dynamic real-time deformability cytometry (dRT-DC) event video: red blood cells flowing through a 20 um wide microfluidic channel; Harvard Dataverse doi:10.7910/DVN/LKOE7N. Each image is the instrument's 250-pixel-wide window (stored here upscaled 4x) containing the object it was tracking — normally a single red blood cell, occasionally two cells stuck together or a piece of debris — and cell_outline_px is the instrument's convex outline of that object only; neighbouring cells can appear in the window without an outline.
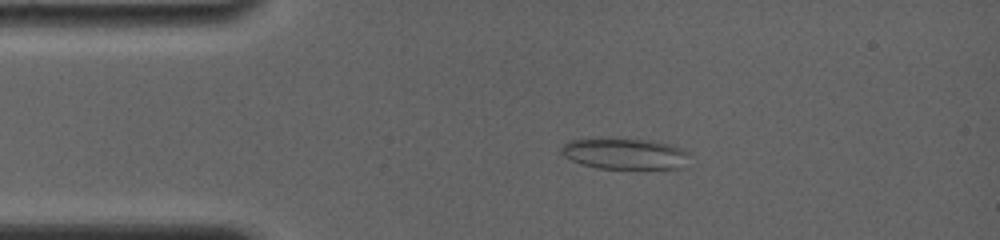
{"species": "common noctule bat (a hibernating species)", "species_latin": "Nyctalus noctula", "temperature_condition": "room temperature", "stored_images_in_passage": 65, "camera_frame_rate_fps": 4000, "um_per_image_px": 0.085, "animal": {"sex": "female", "body_mass_g": 19.0, "forearm_length_mm": 56.7}, "frame": {"image": 1, "passage_image": 17, "time_ms": 3.0, "image_size_px": [1000, 240], "cell_outline_px": [[692, 152], [680, 168], [596, 168], [580, 164], [564, 156], [560, 152], [560, 148], [568, 140], [652, 140], [668, 144]], "centroid_in_image_um": [53.1, 13.08], "position_along_channel_um": 31.9, "area_um2": 22.6}}
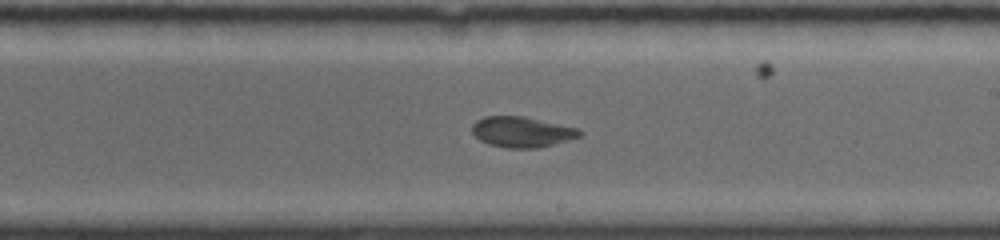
{"frame": {"image": 2, "passage_image": 44, "time_ms": 9.5, "image_size_px": [1000, 240], "cell_outline_px": [[584, 132], [580, 136], [568, 140], [540, 148], [508, 148], [488, 144], [480, 140], [472, 132], [472, 124], [476, 120], [484, 116], [524, 116], [576, 128]], "centroid_in_image_um": [44.34, 11.21], "position_along_channel_um": 244.7, "area_um2": 19.13}}
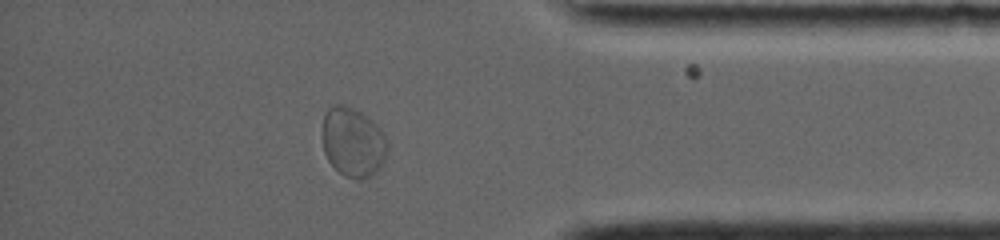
{"frame": {"image": 3, "passage_image": 60, "time_ms": 14.0, "image_size_px": [1000, 240], "cell_outline_px": [[388, 148], [380, 168], [372, 176], [344, 176], [328, 160], [324, 152], [320, 132], [324, 116], [328, 108], [336, 104], [340, 104], [352, 108], [360, 112], [372, 120], [384, 132], [388, 140]], "centroid_in_image_um": [29.99, 12.04], "position_along_channel_um": 405.2, "area_um2": 26.3}, "authors_computed_cell_mechanics": {"area_um2": 21.4438, "velocity_mm_per_s": 3.8131, "shape_relaxation_time_tau1_ms": 4.0678, "shape_relaxation_time_tau2_ms": 2.7951, "deformation_change_tau1": 0.1242, "deformation_change_tau2": 0.0754}}